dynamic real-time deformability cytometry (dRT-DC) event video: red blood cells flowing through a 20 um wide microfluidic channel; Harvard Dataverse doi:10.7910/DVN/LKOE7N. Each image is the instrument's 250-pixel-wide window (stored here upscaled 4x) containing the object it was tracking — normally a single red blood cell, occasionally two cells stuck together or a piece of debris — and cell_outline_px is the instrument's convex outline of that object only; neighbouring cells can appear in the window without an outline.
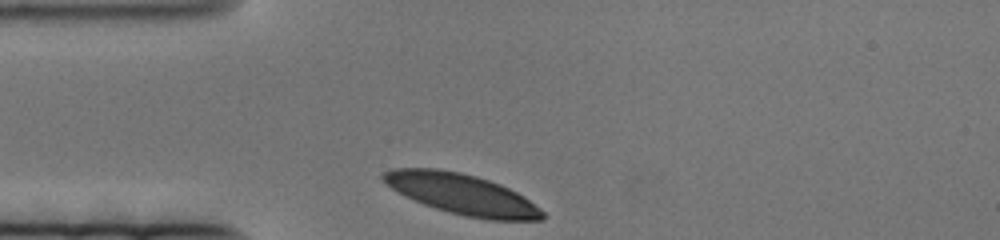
{"species": "human", "species_latin": "Homo sapiens", "temperature_condition": "cold", "stored_images_in_passage": 45, "camera_frame_rate_fps": 3000, "um_per_image_px": 0.085, "donor": {"sex": "female"}, "frame": {"image": 1, "passage_image": 1, "time_ms": 0.0, "image_size_px": [1000, 240], "cell_outline_px": [[544, 220], [488, 220], [464, 216], [436, 208], [424, 204], [404, 196], [380, 180], [380, 176], [384, 172], [392, 168], [436, 168], [460, 172], [476, 176], [500, 184], [516, 192], [540, 208], [544, 212]], "centroid_in_image_um": [39.23, 16.5], "position_along_channel_um": 45.8, "area_um2": 37.51}}
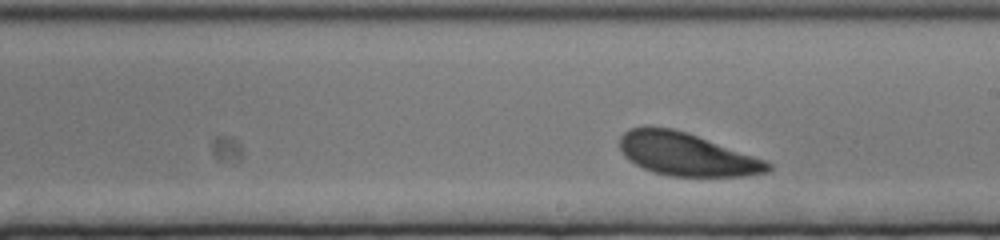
{"frame": {"image": 2, "passage_image": 26, "time_ms": 8.333, "image_size_px": [1000, 240], "cell_outline_px": [[772, 168], [768, 172], [744, 176], [672, 176], [656, 172], [644, 168], [628, 160], [624, 156], [620, 148], [620, 136], [628, 128], [672, 128], [688, 132], [764, 160], [772, 164]], "centroid_in_image_um": [58.36, 13.12], "position_along_channel_um": 230.6, "area_um2": 36.53}}
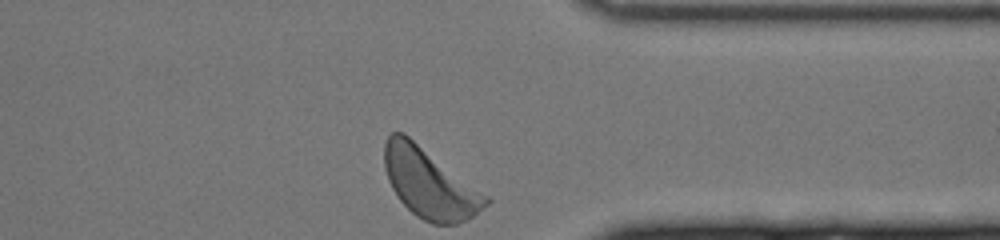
{"frame": {"image": 3, "passage_image": 45, "time_ms": 14.667, "image_size_px": [1000, 240], "cell_outline_px": [[492, 200], [488, 204], [468, 220], [456, 224], [432, 224], [416, 216], [400, 200], [392, 188], [388, 180], [384, 168], [384, 144], [388, 136], [392, 132], [404, 132], [488, 196]], "centroid_in_image_um": [36.5, 15.58], "position_along_channel_um": 374.9, "area_um2": 40.98}}